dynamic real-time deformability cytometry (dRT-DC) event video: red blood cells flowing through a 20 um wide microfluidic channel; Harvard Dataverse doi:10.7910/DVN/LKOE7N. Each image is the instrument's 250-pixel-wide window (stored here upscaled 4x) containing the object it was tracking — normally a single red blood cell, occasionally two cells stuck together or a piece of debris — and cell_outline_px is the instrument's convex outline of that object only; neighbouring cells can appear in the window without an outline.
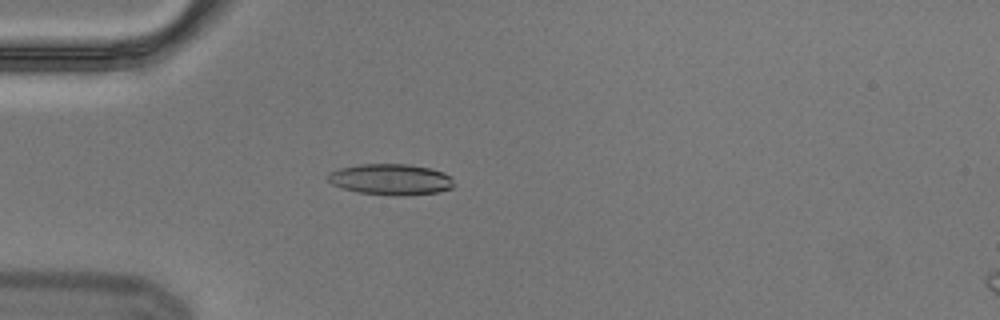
{"species": "Egyptian fruit bat (a non-hibernating species)", "species_latin": "Rousettus aegyptiacus", "temperature_condition": "cold", "stored_images_in_passage": 4, "camera_frame_rate_fps": 3000, "um_per_image_px": 0.085, "animal": {"sex": "male"}, "frame": {"image": 1, "passage_image": 4, "time_ms": 1.0, "image_size_px": [1000, 320], "cell_outline_px": [[452, 188], [436, 192], [404, 196], [396, 196], [360, 192], [344, 188], [332, 184], [328, 180], [328, 172], [340, 168], [360, 164], [408, 164], [432, 168], [444, 172], [452, 176]], "centroid_in_image_um": [33.24, 15.24], "position_along_channel_um": 51.8, "area_um2": 22.77}}